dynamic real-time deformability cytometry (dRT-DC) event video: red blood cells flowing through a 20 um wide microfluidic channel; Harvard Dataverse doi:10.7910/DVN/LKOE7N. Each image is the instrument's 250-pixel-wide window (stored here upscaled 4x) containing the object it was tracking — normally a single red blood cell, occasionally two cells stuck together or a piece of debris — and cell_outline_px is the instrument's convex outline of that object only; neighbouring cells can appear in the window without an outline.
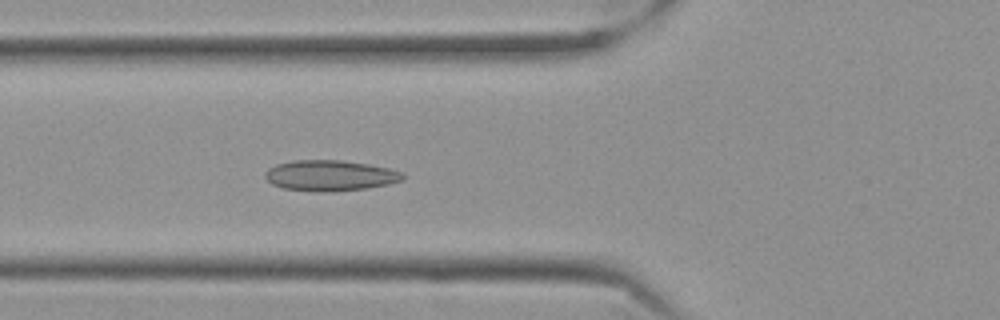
{"species": "Egyptian fruit bat (a non-hibernating species)", "species_latin": "Rousettus aegyptiacus", "temperature_condition": "cold", "stored_images_in_passage": 44, "camera_frame_rate_fps": 3000, "um_per_image_px": 0.085, "frame": {"image": 1, "passage_image": 8, "time_ms": 2.333, "image_size_px": [1000, 320], "cell_outline_px": [[404, 180], [388, 184], [368, 188], [328, 192], [320, 192], [284, 188], [272, 184], [264, 176], [264, 172], [268, 168], [276, 164], [292, 160], [340, 160], [368, 164], [388, 168], [404, 172]], "centroid_in_image_um": [28.06, 14.92], "position_along_channel_um": 97.7, "area_um2": 24.74}}
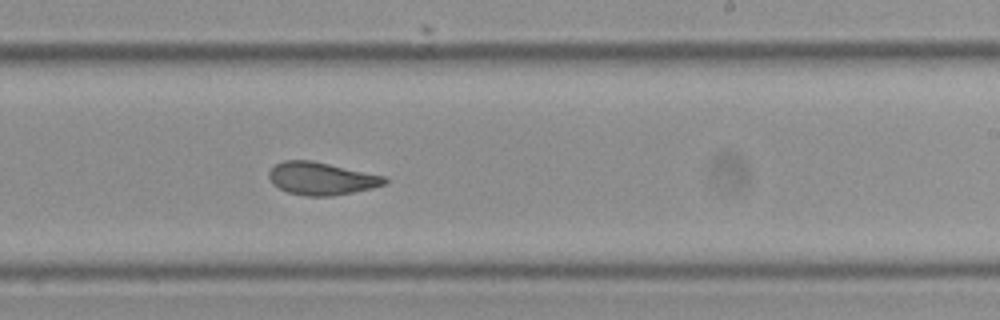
{"frame": {"image": 2, "passage_image": 22, "time_ms": 7.0, "image_size_px": [1000, 320], "cell_outline_px": [[388, 184], [372, 188], [332, 196], [304, 196], [288, 192], [272, 184], [268, 176], [268, 172], [276, 164], [284, 160], [312, 160], [384, 176], [388, 180]], "centroid_in_image_um": [27.31, 15.18], "position_along_channel_um": 261.7, "area_um2": 22.02}}
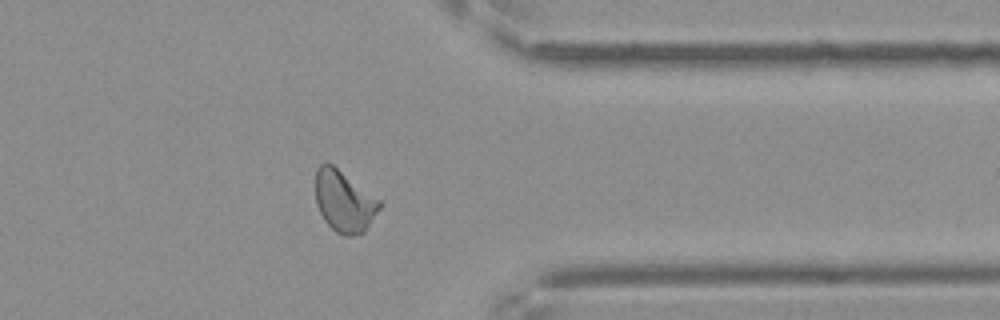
{"frame": {"image": 3, "passage_image": 33, "time_ms": 10.667, "image_size_px": [1000, 320], "cell_outline_px": [[384, 204], [364, 232], [352, 236], [344, 236], [336, 232], [324, 220], [316, 204], [316, 168], [320, 164], [332, 164], [380, 200]], "centroid_in_image_um": [29.27, 17.13], "position_along_channel_um": 382.1, "area_um2": 22.83}, "authors_computed_cell_mechanics": {"area_um2": 22.5131, "velocity_mm_per_s": 3.5026, "shape_relaxation_time_tau1_ms": null, "shape_relaxation_time_tau2_ms": 1.4656, "deformation_change_tau1": null, "deformation_change_tau2": 0.0708}}